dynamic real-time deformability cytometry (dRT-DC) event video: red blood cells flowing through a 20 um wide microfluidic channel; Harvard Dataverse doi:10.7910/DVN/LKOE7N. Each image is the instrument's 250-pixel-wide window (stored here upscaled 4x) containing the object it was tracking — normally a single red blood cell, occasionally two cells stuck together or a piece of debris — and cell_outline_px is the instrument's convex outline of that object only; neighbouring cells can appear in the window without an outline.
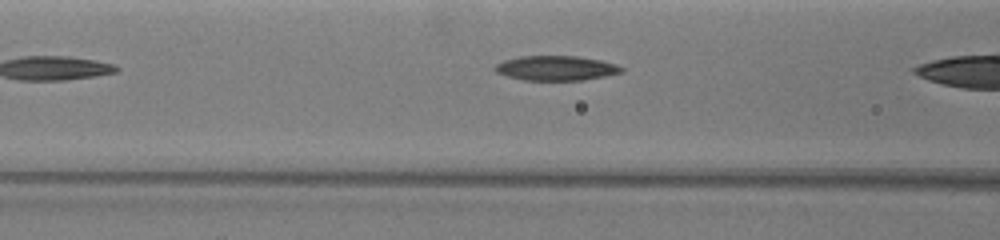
{"species": "common noctule bat (a hibernating species)", "species_latin": "Nyctalus noctula", "temperature_condition": "warm", "stored_images_in_passage": 6, "camera_frame_rate_fps": 3000, "um_per_image_px": 0.085, "animal": {"sex": "female", "body_mass_g": 19.5, "forearm_length_mm": 54.1}, "frame": {"image": 1, "passage_image": 3, "time_ms": 1.667, "image_size_px": [1000, 240], "cell_outline_px": [[624, 72], [604, 76], [580, 80], [524, 80], [508, 76], [496, 72], [492, 68], [496, 64], [504, 60], [520, 56], [576, 56], [600, 60], [616, 64], [624, 68]], "centroid_in_image_um": [47.25, 5.78], "position_along_channel_um": 119.3, "area_um2": 18.15}}
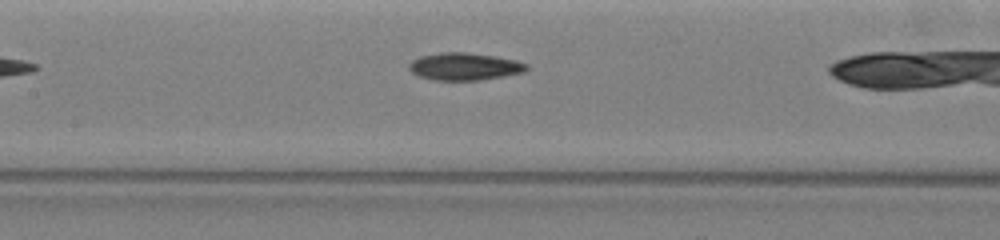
{"frame": {"image": 2, "passage_image": 5, "time_ms": 3.0, "image_size_px": [1000, 240], "cell_outline_px": [[528, 68], [524, 72], [480, 80], [432, 80], [420, 76], [412, 72], [408, 68], [408, 64], [412, 60], [420, 56], [440, 52], [468, 52], [496, 56], [516, 60], [528, 64]], "centroid_in_image_um": [39.47, 5.64], "position_along_channel_um": 167.9, "area_um2": 18.84}}